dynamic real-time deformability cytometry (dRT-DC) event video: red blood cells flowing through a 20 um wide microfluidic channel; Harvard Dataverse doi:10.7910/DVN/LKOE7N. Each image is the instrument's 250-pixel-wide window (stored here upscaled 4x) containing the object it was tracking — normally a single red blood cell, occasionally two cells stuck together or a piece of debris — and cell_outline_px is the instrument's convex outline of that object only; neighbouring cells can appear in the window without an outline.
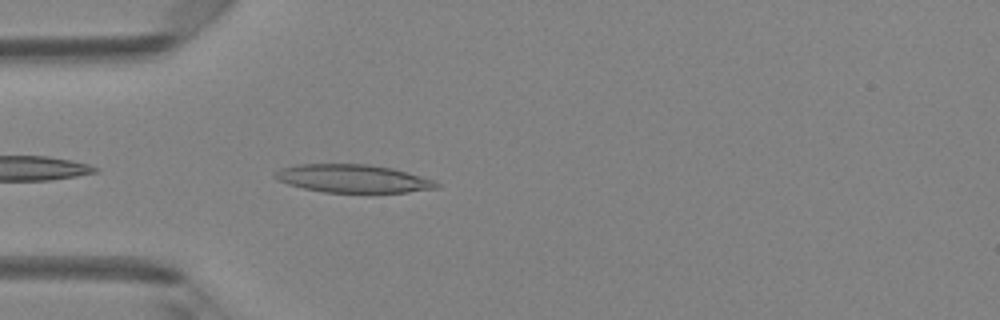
{"species": "Egyptian fruit bat (a non-hibernating species)", "species_latin": "Rousettus aegyptiacus", "temperature_condition": "room temperature", "stored_images_in_passage": 24, "camera_frame_rate_fps": 3000, "um_per_image_px": 0.085, "animal": {"sex": "female"}, "frame": {"image": 1, "passage_image": 2, "time_ms": 0.333, "image_size_px": [1000, 320], "cell_outline_px": [[440, 188], [408, 192], [324, 192], [304, 188], [288, 184], [276, 180], [272, 176], [280, 168], [296, 164], [368, 164], [392, 168], [436, 180], [440, 184]], "centroid_in_image_um": [30.01, 15.17], "position_along_channel_um": 55.0, "area_um2": 26.53}}
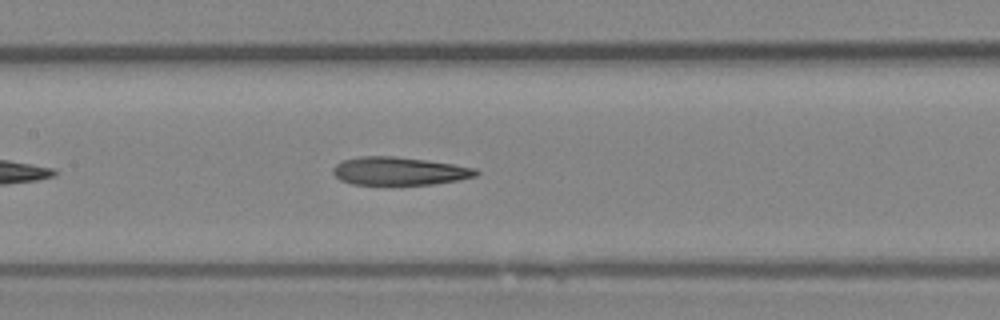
{"frame": {"image": 2, "passage_image": 11, "time_ms": 3.333, "image_size_px": [1000, 320], "cell_outline_px": [[480, 172], [476, 176], [456, 180], [432, 184], [352, 184], [340, 180], [332, 172], [332, 168], [340, 160], [360, 156], [392, 156], [424, 160], [452, 164], [476, 168]], "centroid_in_image_um": [33.89, 14.53], "position_along_channel_um": 173.5, "area_um2": 23.24}}
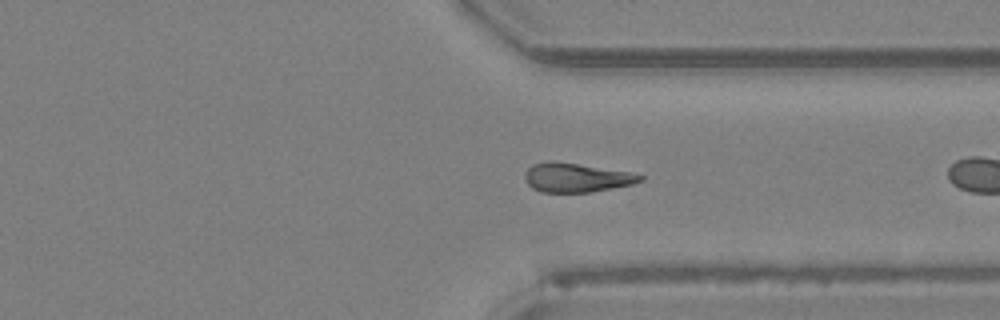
{"frame": {"image": 3, "passage_image": 22, "time_ms": 7.0, "image_size_px": [1000, 320], "cell_outline_px": [[644, 180], [632, 184], [612, 188], [588, 192], [540, 192], [532, 188], [528, 184], [524, 176], [524, 172], [532, 164], [548, 160], [552, 160], [628, 172], [644, 176]], "centroid_in_image_um": [48.93, 15.09], "position_along_channel_um": 362.5, "area_um2": 19.42}}